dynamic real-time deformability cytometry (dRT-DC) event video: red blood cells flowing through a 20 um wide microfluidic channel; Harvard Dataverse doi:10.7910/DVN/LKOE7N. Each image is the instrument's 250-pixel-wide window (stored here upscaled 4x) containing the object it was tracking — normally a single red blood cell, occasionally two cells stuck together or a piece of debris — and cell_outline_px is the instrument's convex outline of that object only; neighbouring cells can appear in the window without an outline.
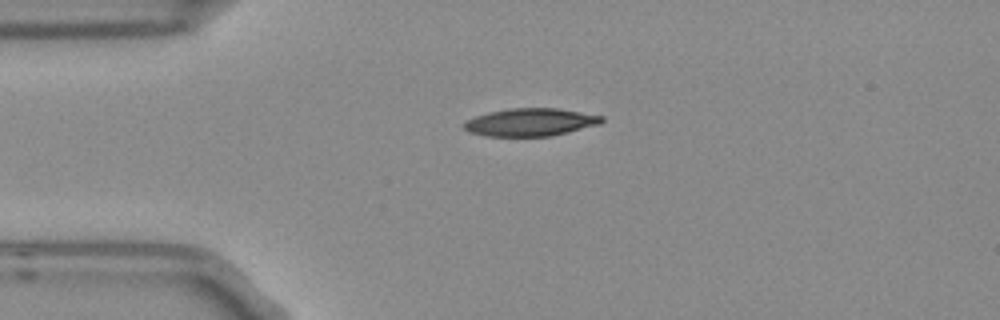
{"species": "Egyptian fruit bat (a non-hibernating species)", "species_latin": "Rousettus aegyptiacus", "temperature_condition": "room temperature", "stored_images_in_passage": 2, "camera_frame_rate_fps": 3000, "um_per_image_px": 0.085, "frame": {"image": 1, "passage_image": 1, "time_ms": 0.0, "image_size_px": [1000, 320], "cell_outline_px": [[604, 120], [600, 124], [552, 136], [488, 136], [468, 132], [464, 128], [464, 124], [468, 120], [476, 116], [488, 112], [508, 108], [556, 108], [604, 116]], "centroid_in_image_um": [45.1, 10.38], "position_along_channel_um": 39.9, "area_um2": 22.2}}